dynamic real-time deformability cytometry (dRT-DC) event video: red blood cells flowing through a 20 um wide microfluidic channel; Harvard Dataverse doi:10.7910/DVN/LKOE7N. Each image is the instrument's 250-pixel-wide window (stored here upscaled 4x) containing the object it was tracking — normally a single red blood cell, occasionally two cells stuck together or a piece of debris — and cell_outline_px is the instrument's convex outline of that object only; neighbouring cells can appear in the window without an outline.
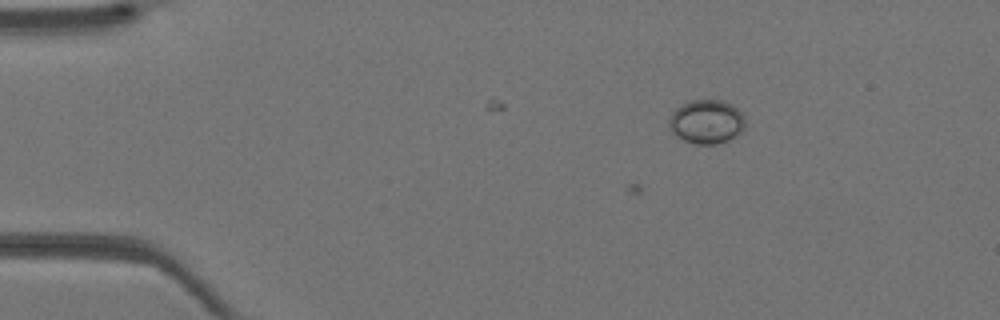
{"species": "Egyptian fruit bat (a non-hibernating species)", "species_latin": "Rousettus aegyptiacus", "temperature_condition": "warm", "stored_images_in_passage": 15, "camera_frame_rate_fps": 3000, "um_per_image_px": 0.085, "animal": {"sex": "female"}, "frame": {"image": 1, "passage_image": 15, "time_ms": 4.667, "image_size_px": [1000, 320], "cell_outline_px": [[744, 128], [740, 132], [728, 140], [716, 144], [696, 144], [684, 140], [676, 136], [672, 132], [668, 124], [668, 120], [672, 112], [680, 104], [688, 100], [724, 100], [732, 104], [744, 116]], "centroid_in_image_um": [60.02, 10.33], "position_along_channel_um": 25.0, "area_um2": 19.59}}